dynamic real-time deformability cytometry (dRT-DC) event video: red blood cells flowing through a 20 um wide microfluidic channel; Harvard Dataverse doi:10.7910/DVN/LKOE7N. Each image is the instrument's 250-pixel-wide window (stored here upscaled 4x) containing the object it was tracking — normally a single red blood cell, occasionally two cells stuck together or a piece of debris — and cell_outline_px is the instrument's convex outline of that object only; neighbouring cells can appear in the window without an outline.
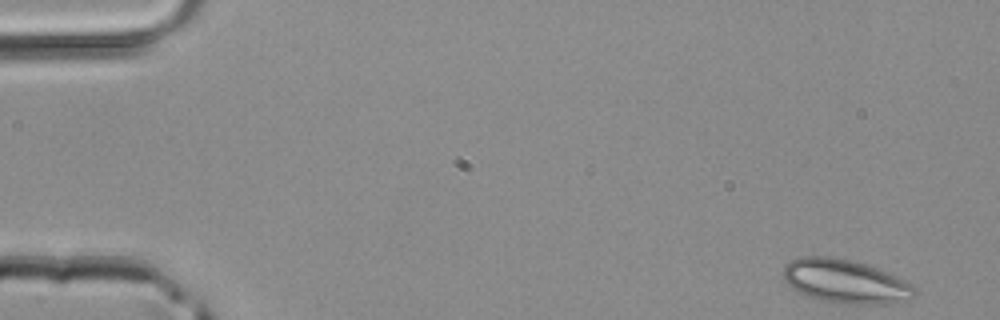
{"species": "common noctule bat (a hibernating species)", "species_latin": "Nyctalus noctula", "temperature_condition": "room temperature", "stored_images_in_passage": 4, "camera_frame_rate_fps": 3000, "um_per_image_px": 0.085, "animal": {"sex": "male", "body_mass_g": 20.4}, "frame": {"image": 1, "passage_image": 1, "time_ms": 0.0, "image_size_px": [1000, 320], "cell_outline_px": [[916, 292], [908, 300], [884, 304], [848, 304], [820, 300], [796, 292], [784, 280], [780, 272], [784, 264], [788, 260], [800, 256], [832, 256], [864, 264], [900, 276], [908, 280], [916, 288]], "centroid_in_image_um": [71.81, 23.9], "position_along_channel_um": 13.2, "area_um2": 34.04}}